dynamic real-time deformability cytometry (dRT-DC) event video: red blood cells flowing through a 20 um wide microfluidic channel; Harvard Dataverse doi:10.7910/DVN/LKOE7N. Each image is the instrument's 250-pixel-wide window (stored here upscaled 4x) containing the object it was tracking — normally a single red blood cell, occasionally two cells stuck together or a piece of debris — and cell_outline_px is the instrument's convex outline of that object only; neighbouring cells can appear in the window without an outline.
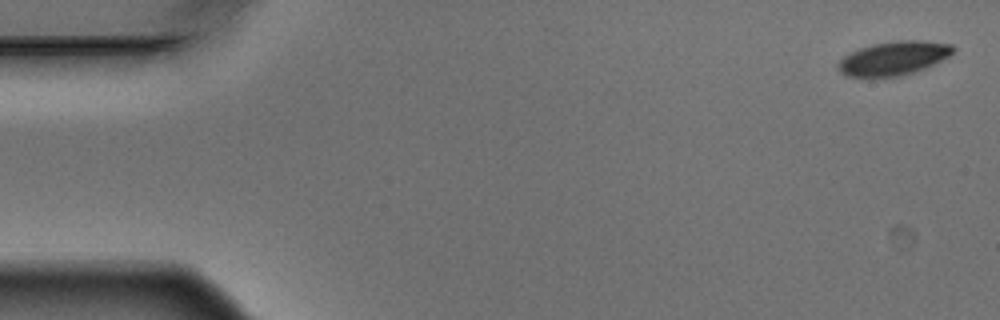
{"species": "Egyptian fruit bat (a non-hibernating species)", "species_latin": "Rousettus aegyptiacus", "temperature_condition": "warm", "stored_images_in_passage": 5, "camera_frame_rate_fps": 3000, "um_per_image_px": 0.085, "animal": {"sex": "male"}, "frame": {"image": 1, "passage_image": 1, "time_ms": 0.0, "image_size_px": [1000, 320], "cell_outline_px": [[956, 48], [948, 56], [924, 68], [900, 76], [848, 76], [840, 72], [836, 68], [836, 64], [844, 56], [860, 48], [872, 44], [896, 40], [924, 40], [952, 44]], "centroid_in_image_um": [75.94, 4.93], "position_along_channel_um": 9.1, "area_um2": 22.43}}
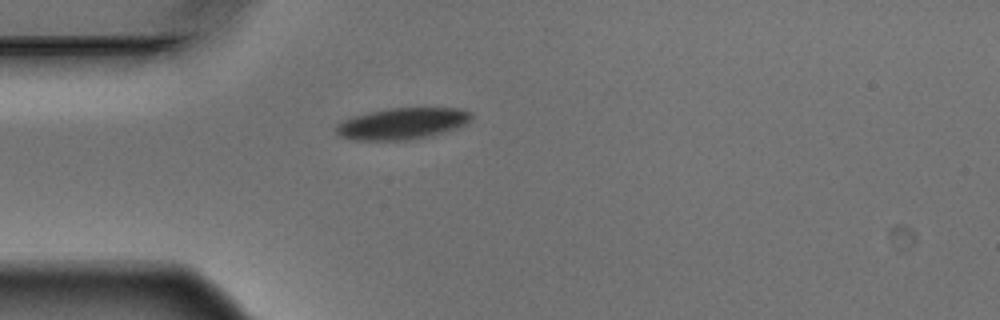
{"frame": {"image": 2, "passage_image": 5, "time_ms": 1.333, "image_size_px": [1000, 320], "cell_outline_px": [[472, 116], [460, 128], [432, 136], [408, 140], [352, 140], [340, 136], [336, 132], [336, 124], [352, 116], [368, 112], [388, 108], [460, 108], [472, 112]], "centroid_in_image_um": [34.2, 10.51], "position_along_channel_um": 50.8, "area_um2": 25.03}}